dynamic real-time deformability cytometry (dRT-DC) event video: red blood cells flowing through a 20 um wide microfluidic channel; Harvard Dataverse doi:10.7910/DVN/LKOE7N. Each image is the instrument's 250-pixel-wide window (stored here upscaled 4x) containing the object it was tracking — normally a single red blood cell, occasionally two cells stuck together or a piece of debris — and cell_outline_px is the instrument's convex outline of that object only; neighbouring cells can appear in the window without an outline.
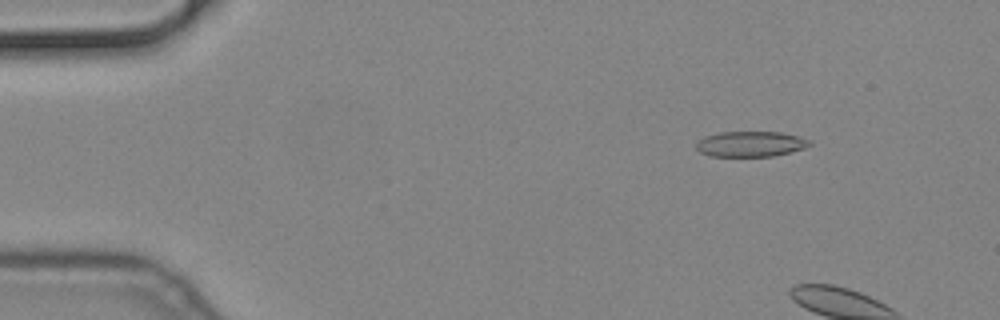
{"species": "common noctule bat (a hibernating species)", "species_latin": "Nyctalus noctula", "temperature_condition": "cold", "stored_images_in_passage": 10, "camera_frame_rate_fps": 3000, "um_per_image_px": 0.085, "animal": {"sex": "male", "body_mass_g": 19.2, "forearm_length_mm": 51.8}, "frame": {"image": 1, "passage_image": 7, "time_ms": 2.0, "image_size_px": [1000, 320], "cell_outline_px": [[812, 144], [804, 148], [772, 156], [712, 156], [700, 152], [696, 148], [696, 144], [700, 140], [708, 136], [720, 132], [780, 132], [812, 140]], "centroid_in_image_um": [63.82, 12.24], "position_along_channel_um": 21.2, "area_um2": 16.53}}